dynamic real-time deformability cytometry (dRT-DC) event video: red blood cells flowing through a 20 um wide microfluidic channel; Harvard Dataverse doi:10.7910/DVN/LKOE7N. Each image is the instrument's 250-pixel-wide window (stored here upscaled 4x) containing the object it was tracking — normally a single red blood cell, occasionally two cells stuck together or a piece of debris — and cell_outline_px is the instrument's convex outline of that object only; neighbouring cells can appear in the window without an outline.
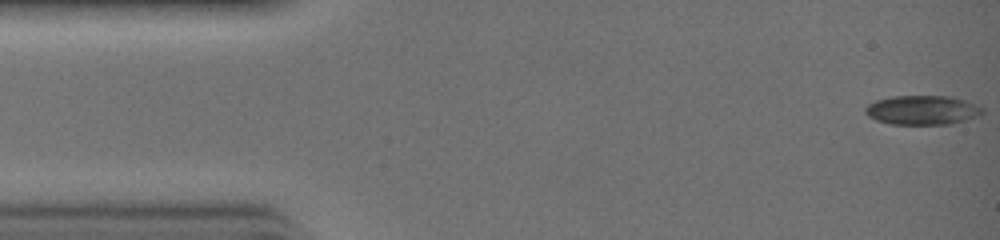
{"species": "common noctule bat (a hibernating species)", "species_latin": "Nyctalus noctula", "temperature_condition": "warm", "stored_images_in_passage": 32, "camera_frame_rate_fps": 3000, "um_per_image_px": 0.085, "animal": {"sex": "female", "body_mass_g": 19.0, "forearm_length_mm": 51.5}, "frame": {"image": 1, "passage_image": 1, "time_ms": 0.0, "image_size_px": [1000, 240], "cell_outline_px": [[984, 112], [976, 116], [952, 124], [892, 124], [876, 120], [868, 116], [864, 112], [864, 108], [868, 104], [876, 100], [892, 96], [952, 96], [976, 104], [984, 108]], "centroid_in_image_um": [78.39, 9.35], "position_along_channel_um": 6.6, "area_um2": 20.0}}
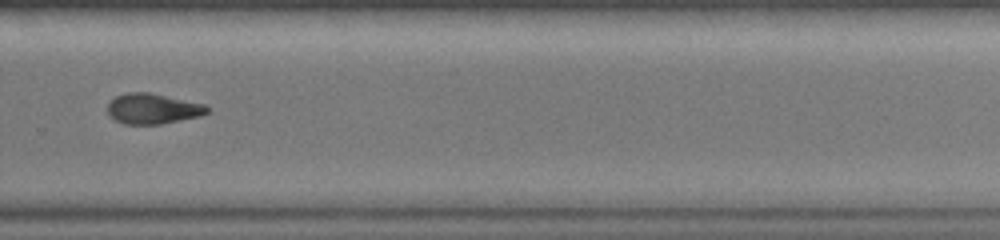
{"frame": {"image": 2, "passage_image": 22, "time_ms": 7.0, "image_size_px": [1000, 240], "cell_outline_px": [[212, 108], [208, 112], [200, 116], [160, 124], [124, 124], [108, 116], [108, 104], [116, 96], [128, 92], [148, 92], [204, 104]], "centroid_in_image_um": [12.99, 9.24], "position_along_channel_um": 316.8, "area_um2": 17.57}}
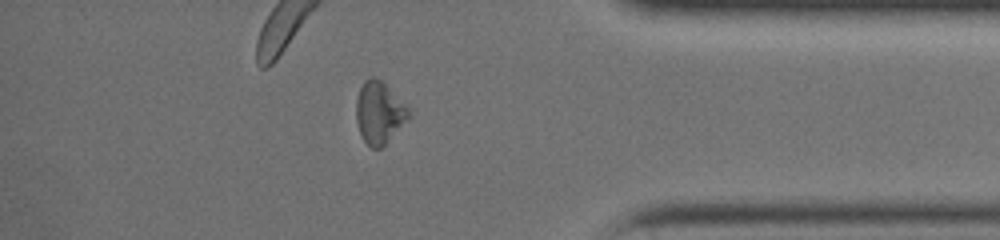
{"frame": {"image": 3, "passage_image": 27, "time_ms": 8.667, "image_size_px": [1000, 240], "cell_outline_px": [[412, 116], [380, 148], [372, 148], [360, 136], [356, 120], [356, 100], [360, 88], [364, 80], [372, 76], [376, 76], [412, 112]], "centroid_in_image_um": [32.22, 9.58], "position_along_channel_um": 403.0, "area_um2": 18.79}}